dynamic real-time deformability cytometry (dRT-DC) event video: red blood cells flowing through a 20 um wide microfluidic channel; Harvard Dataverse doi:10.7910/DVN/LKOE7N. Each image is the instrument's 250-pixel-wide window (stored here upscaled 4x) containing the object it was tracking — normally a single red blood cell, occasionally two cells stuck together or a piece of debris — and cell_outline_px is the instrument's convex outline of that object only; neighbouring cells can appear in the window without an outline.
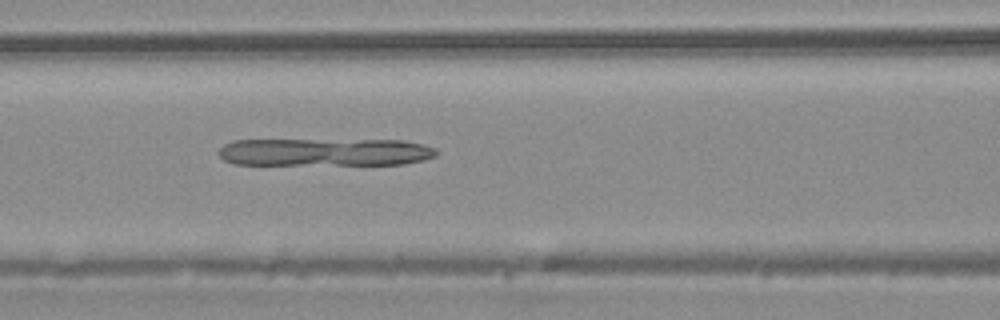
{"species": "common noctule bat (a hibernating species)", "species_latin": "Nyctalus noctula", "temperature_condition": "warm", "stored_images_in_passage": 27, "camera_frame_rate_fps": 3000, "um_per_image_px": 0.085, "animal": {"sex": "male", "body_mass_g": 20.4}, "frame": {"image": 1, "passage_image": 8, "time_ms": 2.333, "image_size_px": [1000, 320], "cell_outline_px": [[440, 152], [436, 156], [424, 160], [404, 164], [232, 164], [224, 160], [220, 156], [220, 148], [224, 144], [232, 140], [404, 140], [424, 144], [436, 148]], "centroid_in_image_um": [27.67, 12.92], "position_along_channel_um": 138.9, "area_um2": 35.37}}
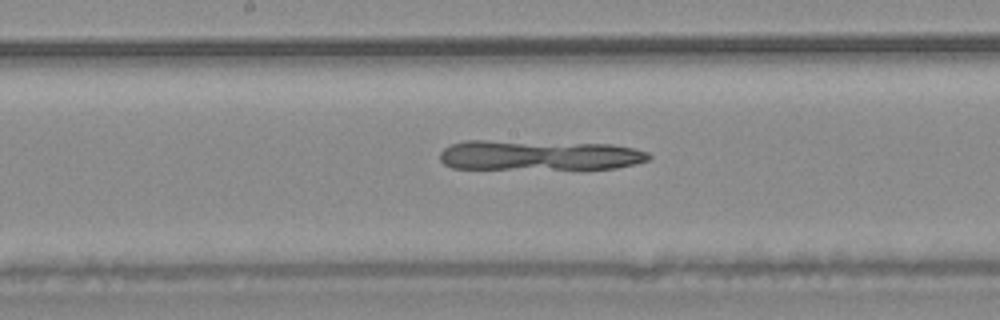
{"frame": {"image": 2, "passage_image": 12, "time_ms": 3.667, "image_size_px": [1000, 320], "cell_outline_px": [[652, 156], [648, 160], [636, 164], [616, 168], [452, 168], [444, 164], [440, 160], [440, 152], [444, 148], [452, 144], [464, 140], [484, 140], [612, 144], [632, 148], [648, 152]], "centroid_in_image_um": [45.81, 13.18], "position_along_channel_um": 202.4, "area_um2": 36.41}}